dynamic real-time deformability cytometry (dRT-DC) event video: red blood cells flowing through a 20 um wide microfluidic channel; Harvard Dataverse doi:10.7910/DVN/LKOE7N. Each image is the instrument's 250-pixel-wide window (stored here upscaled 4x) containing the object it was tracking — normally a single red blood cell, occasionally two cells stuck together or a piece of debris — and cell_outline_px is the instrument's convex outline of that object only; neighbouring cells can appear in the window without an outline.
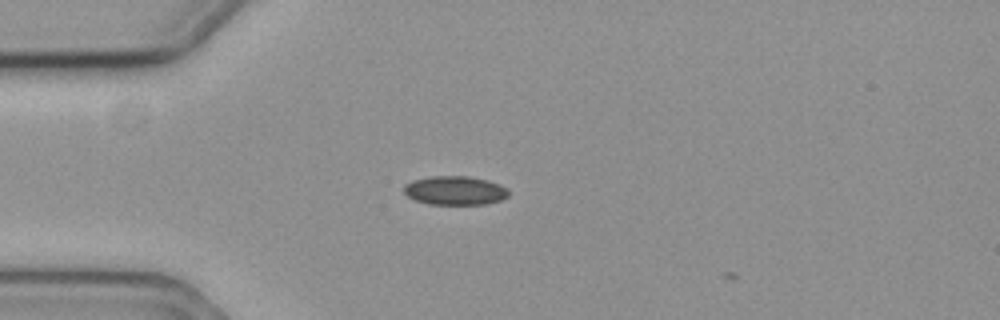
{"species": "common noctule bat (a hibernating species)", "species_latin": "Nyctalus noctula", "temperature_condition": "cold", "stored_images_in_passage": 3, "camera_frame_rate_fps": 3000, "um_per_image_px": 0.085, "animal": {"sex": "female", "body_mass_g": 19.3, "forearm_length_mm": 54.1}, "frame": {"image": 1, "passage_image": 1, "time_ms": 0.0, "image_size_px": [1000, 320], "cell_outline_px": [[508, 196], [500, 200], [488, 204], [428, 204], [416, 200], [408, 196], [404, 192], [404, 184], [412, 180], [432, 176], [468, 176], [488, 180], [500, 184], [508, 188]], "centroid_in_image_um": [38.69, 16.19], "position_along_channel_um": 46.3, "area_um2": 17.69}}